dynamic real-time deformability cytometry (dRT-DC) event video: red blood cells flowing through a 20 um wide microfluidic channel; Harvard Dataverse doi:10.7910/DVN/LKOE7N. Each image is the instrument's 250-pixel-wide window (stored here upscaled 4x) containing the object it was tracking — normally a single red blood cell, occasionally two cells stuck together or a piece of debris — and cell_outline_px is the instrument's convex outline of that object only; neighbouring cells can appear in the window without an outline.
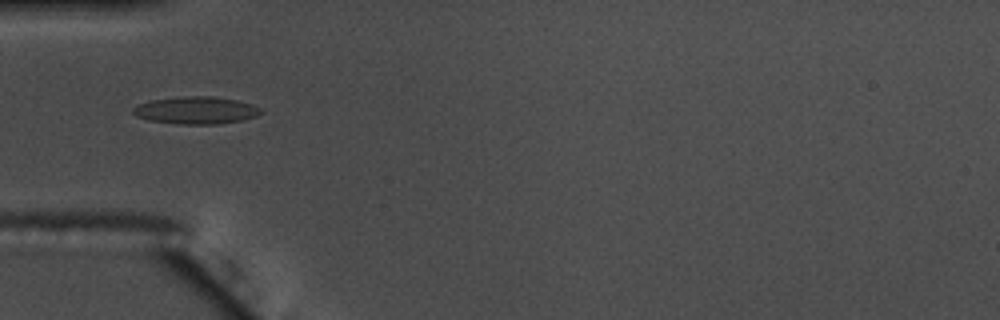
{"species": "common noctule bat (a hibernating species)", "species_latin": "Nyctalus noctula", "temperature_condition": "warm", "stored_images_in_passage": 44, "camera_frame_rate_fps": 3000, "um_per_image_px": 0.085, "animal": {"sex": "male", "body_mass_g": 17.5, "forearm_length_mm": 52.3}, "frame": {"image": 1, "passage_image": 7, "time_ms": 2.0, "image_size_px": [1000, 320], "cell_outline_px": [[264, 112], [256, 116], [240, 120], [216, 124], [180, 124], [148, 120], [136, 116], [132, 112], [132, 108], [140, 104], [152, 100], [184, 96], [212, 96], [236, 100], [252, 104], [260, 108]], "centroid_in_image_um": [16.66, 9.37], "position_along_channel_um": 68.3, "area_um2": 20.23}}
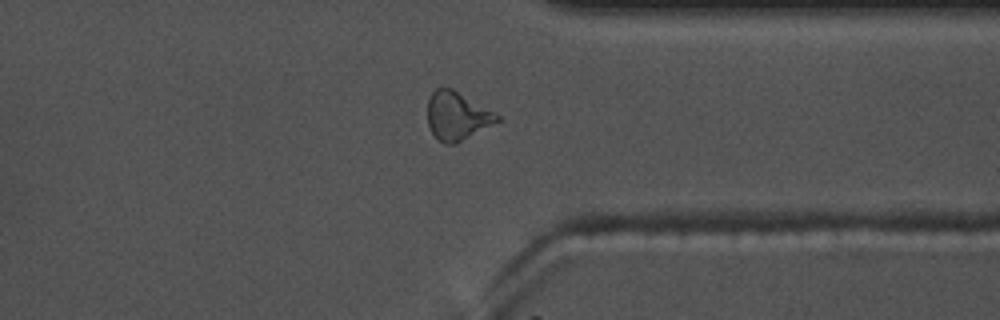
{"frame": {"image": 2, "passage_image": 32, "time_ms": 10.333, "image_size_px": [1000, 320], "cell_outline_px": [[500, 120], [456, 144], [444, 144], [432, 132], [428, 124], [428, 100], [432, 92], [436, 88], [452, 88], [496, 112], [500, 116]], "centroid_in_image_um": [38.86, 9.85], "position_along_channel_um": 372.5, "area_um2": 19.48}, "authors_computed_cell_mechanics": {"area_um2": 19.1896, "velocity_mm_per_s": 3.6822, "shape_relaxation_time_tau1_ms": 8.7138, "shape_relaxation_time_tau2_ms": 2.1195, "deformation_change_tau1": 0.2254, "deformation_change_tau2": 0.0976}}